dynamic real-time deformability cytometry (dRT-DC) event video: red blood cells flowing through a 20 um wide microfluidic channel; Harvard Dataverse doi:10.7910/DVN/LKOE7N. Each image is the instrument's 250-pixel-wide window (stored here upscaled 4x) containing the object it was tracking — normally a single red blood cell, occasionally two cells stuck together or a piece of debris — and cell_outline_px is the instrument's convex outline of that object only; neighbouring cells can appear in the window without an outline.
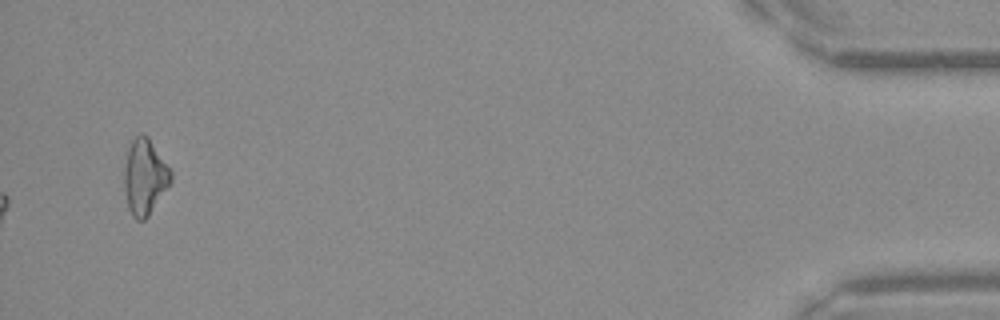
{"species": "Egyptian fruit bat (a non-hibernating species)", "species_latin": "Rousettus aegyptiacus", "temperature_condition": "warm", "stored_images_in_passage": 36, "camera_frame_rate_fps": 3000, "um_per_image_px": 0.085, "frame": {"image": 1, "passage_image": 36, "time_ms": 11.667, "image_size_px": [1000, 320], "cell_outline_px": [[172, 180], [148, 216], [144, 220], [136, 220], [132, 216], [128, 208], [124, 188], [124, 168], [128, 148], [132, 140], [140, 132], [148, 136], [172, 172]], "centroid_in_image_um": [12.29, 15.03], "position_along_channel_um": 422.9, "area_um2": 20.46}, "authors_computed_cell_mechanics": {"area_um2": 17.9758, "velocity_mm_per_s": 4.2002, "shape_relaxation_time_tau1_ms": null, "shape_relaxation_time_tau2_ms": 6.0693, "deformation_change_tau1": null, "deformation_change_tau2": 0.1838}}